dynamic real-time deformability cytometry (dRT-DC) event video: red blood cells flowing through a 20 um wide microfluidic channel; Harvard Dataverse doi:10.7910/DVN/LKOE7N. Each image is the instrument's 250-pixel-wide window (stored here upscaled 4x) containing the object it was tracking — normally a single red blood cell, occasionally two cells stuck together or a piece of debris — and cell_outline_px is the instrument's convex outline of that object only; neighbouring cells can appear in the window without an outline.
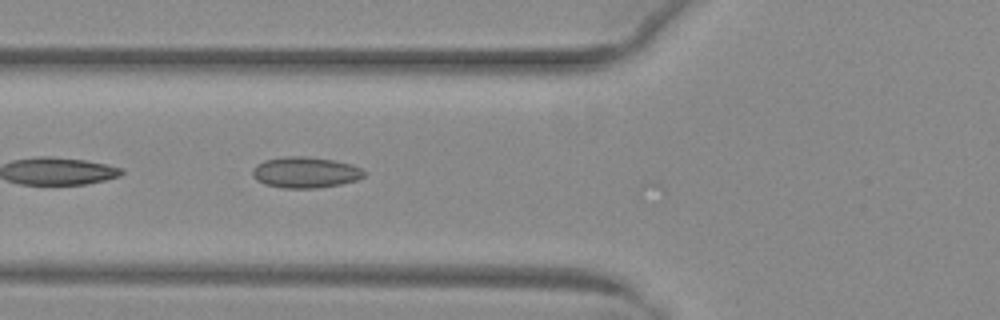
{"species": "common noctule bat (a hibernating species)", "species_latin": "Nyctalus noctula", "temperature_condition": "warm", "stored_images_in_passage": 28, "camera_frame_rate_fps": 3000, "um_per_image_px": 0.085, "animal": {"sex": "female", "body_mass_g": 29.2, "forearm_length_mm": 56.3}, "frame": {"image": 1, "passage_image": 4, "time_ms": 1.0, "image_size_px": [1000, 320], "cell_outline_px": [[364, 176], [356, 180], [340, 184], [316, 188], [284, 188], [264, 184], [256, 180], [252, 176], [252, 168], [256, 164], [264, 160], [288, 156], [304, 156], [332, 160], [352, 164], [360, 168], [364, 172]], "centroid_in_image_um": [25.91, 14.65], "position_along_channel_um": 99.9, "area_um2": 20.11}}
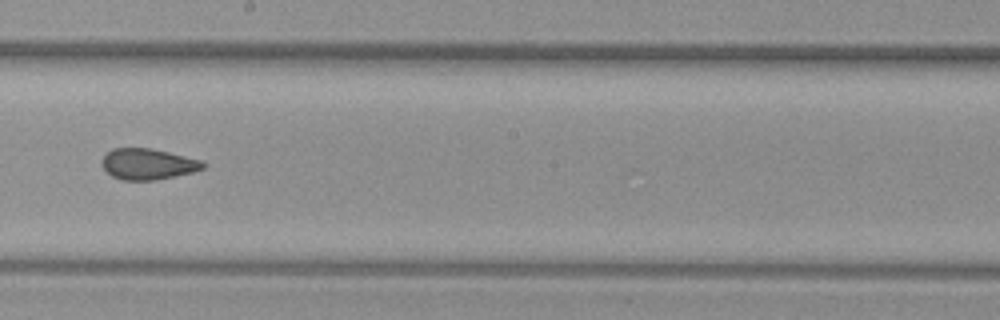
{"frame": {"image": 2, "passage_image": 14, "time_ms": 4.333, "image_size_px": [1000, 320], "cell_outline_px": [[208, 164], [204, 168], [192, 172], [156, 180], [124, 180], [112, 176], [100, 164], [100, 160], [112, 148], [152, 148], [200, 160]], "centroid_in_image_um": [12.56, 13.94], "position_along_channel_um": 235.6, "area_um2": 18.21}}
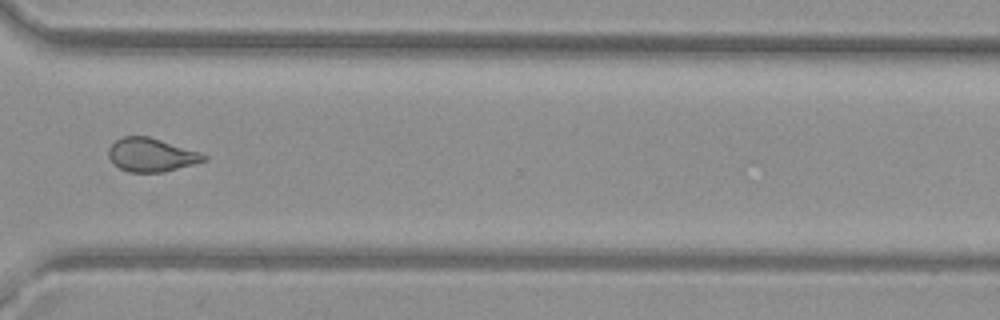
{"frame": {"image": 3, "passage_image": 23, "time_ms": 7.333, "image_size_px": [1000, 320], "cell_outline_px": [[208, 160], [164, 172], [128, 172], [112, 164], [108, 156], [108, 148], [116, 140], [124, 136], [148, 136], [200, 152], [208, 156]], "centroid_in_image_um": [12.85, 13.17], "position_along_channel_um": 357.8, "area_um2": 18.67}, "authors_computed_cell_mechanics": {"area_um2": 18.7561, "velocity_mm_per_s": 4.0696, "shape_relaxation_time_tau1_ms": null, "shape_relaxation_time_tau2_ms": 1.2362, "deformation_change_tau1": null, "deformation_change_tau2": 0.0705}}